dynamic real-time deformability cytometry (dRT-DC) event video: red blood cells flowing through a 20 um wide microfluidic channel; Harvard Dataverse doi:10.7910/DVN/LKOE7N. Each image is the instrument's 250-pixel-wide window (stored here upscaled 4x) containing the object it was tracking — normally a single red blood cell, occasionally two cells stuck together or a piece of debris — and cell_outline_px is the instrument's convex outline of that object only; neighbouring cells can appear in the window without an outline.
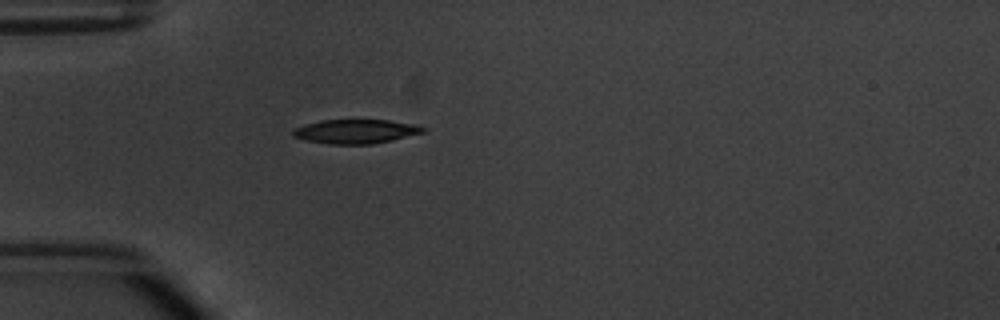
{"species": "common noctule bat (a hibernating species)", "species_latin": "Nyctalus noctula", "temperature_condition": "warm", "stored_images_in_passage": 1, "camera_frame_rate_fps": 3000, "um_per_image_px": 0.085, "animal": {"sex": "male", "body_mass_g": 20.1, "forearm_length_mm": 53.5}, "frame": {"image": 1, "passage_image": 1, "time_ms": 0.0, "image_size_px": [1000, 320], "cell_outline_px": [[424, 132], [392, 140], [372, 144], [328, 144], [308, 140], [292, 136], [292, 132], [296, 128], [304, 124], [320, 120], [388, 120], [416, 124], [424, 128]], "centroid_in_image_um": [30.23, 11.17], "position_along_channel_um": 54.8, "area_um2": 18.15}}